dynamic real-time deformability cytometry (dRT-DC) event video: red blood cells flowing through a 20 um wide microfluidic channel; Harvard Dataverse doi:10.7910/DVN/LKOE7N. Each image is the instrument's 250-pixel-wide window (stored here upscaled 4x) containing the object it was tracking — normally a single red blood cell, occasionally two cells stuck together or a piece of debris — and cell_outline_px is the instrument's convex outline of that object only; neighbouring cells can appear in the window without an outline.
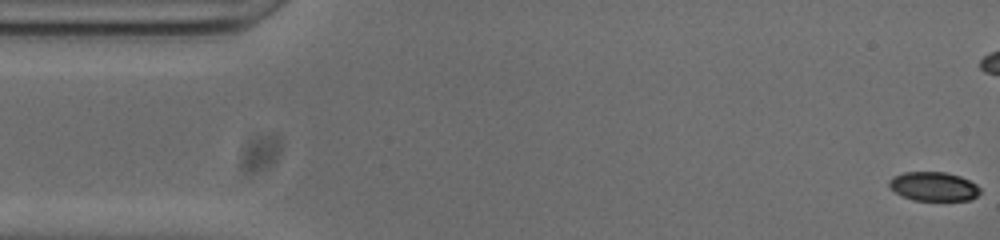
{"species": "common noctule bat (a hibernating species)", "species_latin": "Nyctalus noctula", "temperature_condition": "cold", "stored_images_in_passage": 54, "camera_frame_rate_fps": 3000, "um_per_image_px": 0.085, "animal": {"sex": "male", "body_mass_g": 20.0, "forearm_length_mm": 53.3}, "frame": {"image": 1, "passage_image": 1, "time_ms": 0.0, "image_size_px": [1000, 240], "cell_outline_px": [[980, 192], [972, 200], [912, 200], [896, 192], [888, 184], [888, 180], [892, 176], [904, 172], [944, 172], [960, 176], [976, 184], [980, 188]], "centroid_in_image_um": [79.35, 15.84], "position_along_channel_um": 5.6, "area_um2": 15.32}}
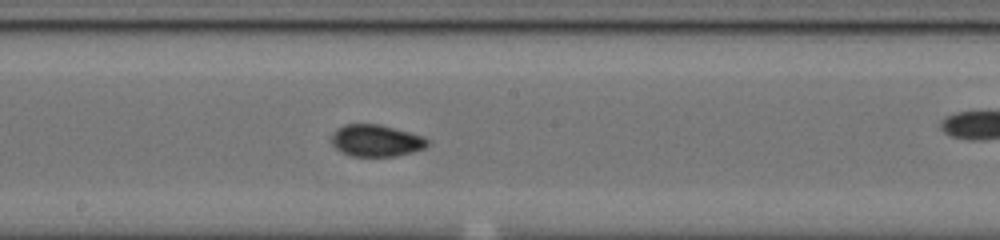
{"frame": {"image": 2, "passage_image": 27, "time_ms": 8.667, "image_size_px": [1000, 240], "cell_outline_px": [[428, 144], [424, 148], [412, 152], [396, 156], [352, 156], [340, 152], [328, 140], [332, 132], [336, 128], [344, 124], [380, 124], [424, 136], [428, 140]], "centroid_in_image_um": [31.91, 11.94], "position_along_channel_um": 216.3, "area_um2": 18.09}}
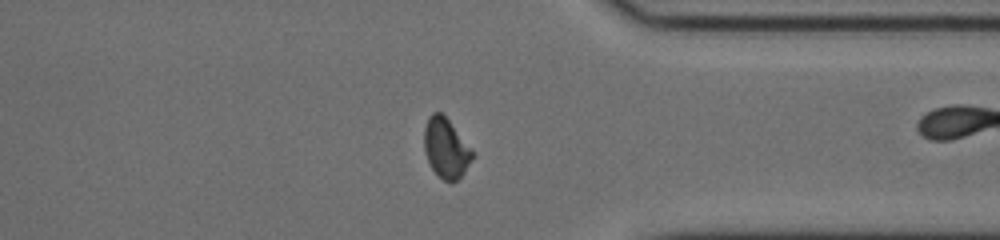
{"frame": {"image": 3, "passage_image": 40, "time_ms": 13.0, "image_size_px": [1000, 240], "cell_outline_px": [[472, 160], [464, 172], [452, 184], [444, 180], [432, 168], [428, 160], [424, 148], [424, 128], [428, 116], [432, 112], [440, 112], [448, 120], [472, 148]], "centroid_in_image_um": [37.9, 12.58], "position_along_channel_um": 373.5, "area_um2": 16.59}, "authors_computed_cell_mechanics": {"area_um2": 17.2244, "velocity_mm_per_s": 3.8372, "shape_relaxation_time_tau1_ms": null, "shape_relaxation_time_tau2_ms": 1.1566, "deformation_change_tau1": null, "deformation_change_tau2": 0.0419}}